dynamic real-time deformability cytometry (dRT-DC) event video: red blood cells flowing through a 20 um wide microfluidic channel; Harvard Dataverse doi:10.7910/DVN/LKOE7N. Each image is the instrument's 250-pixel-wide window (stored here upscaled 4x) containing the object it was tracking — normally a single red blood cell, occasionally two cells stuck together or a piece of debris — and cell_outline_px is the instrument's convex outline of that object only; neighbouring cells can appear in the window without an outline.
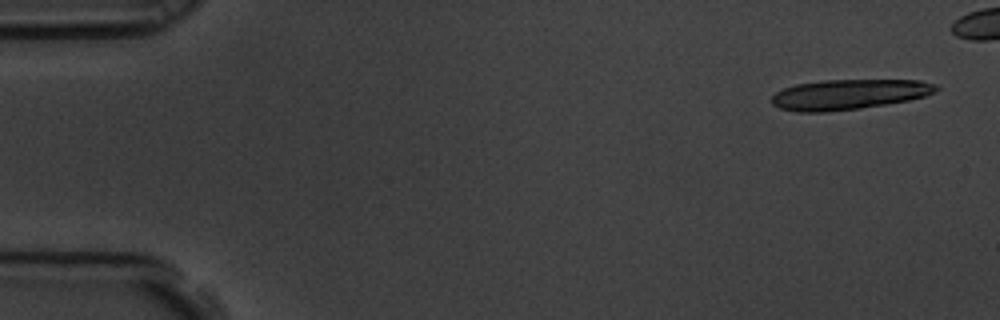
{"species": "common noctule bat (a hibernating species)", "species_latin": "Nyctalus noctula", "temperature_condition": "room temperature", "stored_images_in_passage": 10, "camera_frame_rate_fps": 3000, "um_per_image_px": 0.085, "animal": {"sex": "male", "body_mass_g": 19.5, "forearm_length_mm": 54.6}, "frame": {"image": 1, "passage_image": 1, "time_ms": 0.0, "image_size_px": [1000, 320], "cell_outline_px": [[940, 88], [936, 92], [924, 96], [908, 100], [860, 108], [828, 112], [796, 112], [780, 108], [772, 104], [772, 96], [776, 92], [784, 88], [796, 84], [824, 80], [920, 80], [936, 84]], "centroid_in_image_um": [72.15, 8.02], "position_along_channel_um": 12.8, "area_um2": 28.9}}